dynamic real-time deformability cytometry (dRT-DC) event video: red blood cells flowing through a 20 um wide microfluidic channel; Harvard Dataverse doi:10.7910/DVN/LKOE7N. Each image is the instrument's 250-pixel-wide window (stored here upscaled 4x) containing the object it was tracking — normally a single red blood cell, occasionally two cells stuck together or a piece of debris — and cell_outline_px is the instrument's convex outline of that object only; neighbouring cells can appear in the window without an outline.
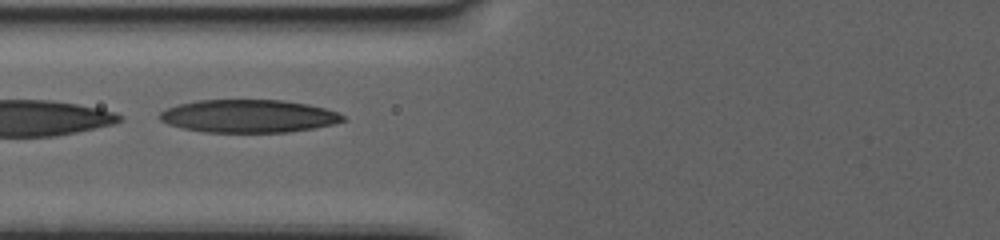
{"species": "human", "species_latin": "Homo sapiens", "temperature_condition": "warm", "stored_images_in_passage": 35, "segment_of_instrument_passage": [2, 2], "camera_frame_rate_fps": 3000, "um_per_image_px": 0.085, "donor": {"sex": "female"}, "frame": {"image": 1, "passage_image": 32, "time_ms": 10.333, "image_size_px": [1000, 240], "cell_outline_px": [[348, 120], [316, 128], [288, 132], [204, 132], [184, 128], [168, 124], [160, 120], [156, 116], [160, 112], [176, 104], [196, 100], [284, 100], [308, 104], [340, 112]], "centroid_in_image_um": [21.14, 9.86], "position_along_channel_um": 104.7, "area_um2": 35.43}}